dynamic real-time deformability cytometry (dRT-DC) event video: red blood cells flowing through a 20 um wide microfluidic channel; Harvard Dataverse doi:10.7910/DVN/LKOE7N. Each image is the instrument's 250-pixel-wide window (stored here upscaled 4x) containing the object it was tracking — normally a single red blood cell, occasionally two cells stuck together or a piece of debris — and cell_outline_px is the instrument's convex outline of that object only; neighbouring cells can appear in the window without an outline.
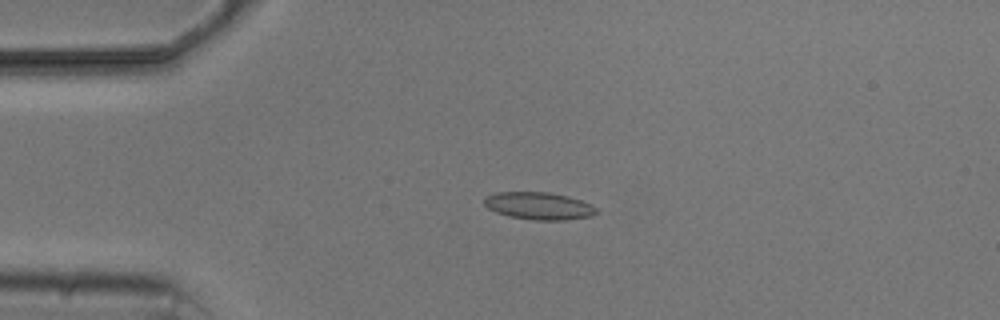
{"species": "common noctule bat (a hibernating species)", "species_latin": "Nyctalus noctula", "temperature_condition": "cold", "stored_images_in_passage": 4, "camera_frame_rate_fps": 3000, "um_per_image_px": 0.085, "animal": {"sex": "male", "body_mass_g": 20.5, "forearm_length_mm": 52.5}, "frame": {"image": 1, "passage_image": 4, "time_ms": 3.667, "image_size_px": [1000, 320], "cell_outline_px": [[600, 212], [592, 216], [564, 220], [532, 220], [508, 216], [496, 212], [488, 208], [484, 204], [484, 200], [488, 196], [496, 192], [548, 192], [568, 196], [592, 204], [600, 208]], "centroid_in_image_um": [45.87, 17.51], "position_along_channel_um": 39.1, "area_um2": 18.09}}